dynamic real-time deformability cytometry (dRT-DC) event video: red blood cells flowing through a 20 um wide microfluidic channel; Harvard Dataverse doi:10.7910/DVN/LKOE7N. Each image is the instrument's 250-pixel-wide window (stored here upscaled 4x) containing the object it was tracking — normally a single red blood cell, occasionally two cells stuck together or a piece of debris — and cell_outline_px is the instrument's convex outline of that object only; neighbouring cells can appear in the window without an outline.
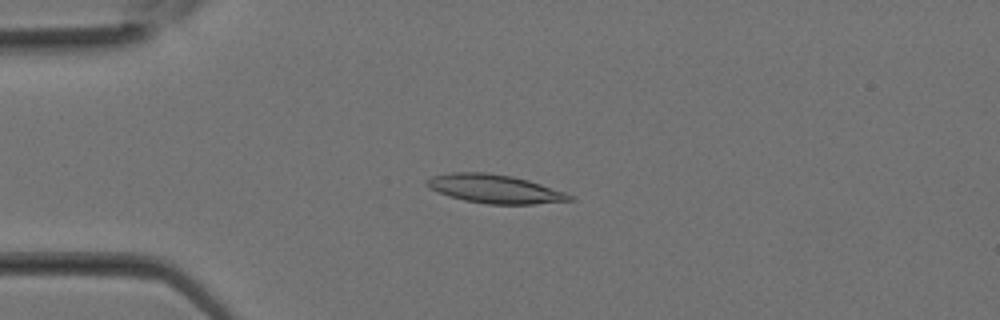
{"species": "Egyptian fruit bat (a non-hibernating species)", "species_latin": "Rousettus aegyptiacus", "temperature_condition": "room temperature", "stored_images_in_passage": 13, "camera_frame_rate_fps": 3000, "um_per_image_px": 0.085, "animal": {"sex": "female"}, "frame": {"image": 1, "passage_image": 6, "time_ms": 1.667, "image_size_px": [1000, 320], "cell_outline_px": [[576, 200], [532, 204], [488, 204], [464, 200], [448, 196], [428, 188], [424, 184], [424, 180], [432, 176], [452, 172], [488, 172], [512, 176], [528, 180], [576, 196]], "centroid_in_image_um": [42.03, 16.05], "position_along_channel_um": 43.0, "area_um2": 23.99}}
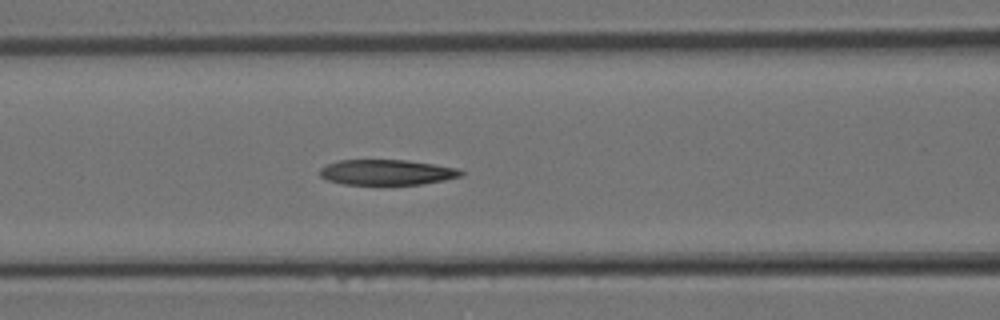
{"frame": {"image": 2, "passage_image": 11, "time_ms": 3.333, "image_size_px": [1000, 320], "cell_outline_px": [[464, 176], [444, 180], [420, 184], [344, 184], [328, 180], [320, 176], [320, 168], [328, 164], [340, 160], [408, 160], [436, 164], [456, 168], [464, 172]], "centroid_in_image_um": [32.91, 14.64], "position_along_channel_um": 133.7, "area_um2": 20.81}}
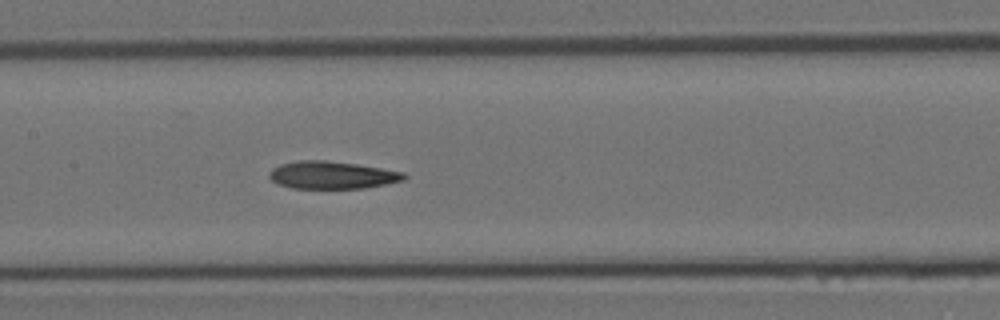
{"frame": {"image": 3, "passage_image": 13, "time_ms": 4.0, "image_size_px": [1000, 320], "cell_outline_px": [[408, 176], [404, 180], [364, 188], [292, 188], [276, 184], [268, 176], [268, 172], [272, 168], [280, 164], [300, 160], [324, 160], [356, 164], [404, 172]], "centroid_in_image_um": [28.18, 14.88], "position_along_channel_um": 179.2, "area_um2": 21.62}}